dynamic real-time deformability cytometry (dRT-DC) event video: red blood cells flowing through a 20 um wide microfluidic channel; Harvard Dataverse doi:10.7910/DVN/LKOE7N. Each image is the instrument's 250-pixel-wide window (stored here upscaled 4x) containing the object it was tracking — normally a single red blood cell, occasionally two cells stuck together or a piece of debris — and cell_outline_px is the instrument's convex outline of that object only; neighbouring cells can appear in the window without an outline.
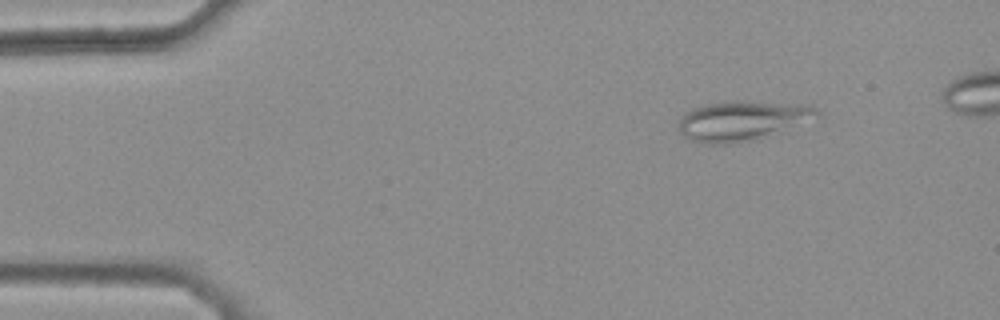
{"species": "common noctule bat (a hibernating species)", "species_latin": "Nyctalus noctula", "temperature_condition": "warm", "stored_images_in_passage": 40, "camera_frame_rate_fps": 3000, "um_per_image_px": 0.085, "animal": {"sex": "female", "body_mass_g": 25.1}, "frame": {"image": 1, "passage_image": 1, "time_ms": 0.0, "image_size_px": [1000, 320], "cell_outline_px": [[820, 116], [772, 136], [756, 140], [728, 144], [708, 144], [692, 140], [684, 136], [680, 132], [676, 124], [684, 112], [692, 108], [704, 104], [724, 100], [744, 100], [812, 104], [820, 112]], "centroid_in_image_um": [63.11, 10.24], "position_along_channel_um": 21.9, "area_um2": 33.23}}
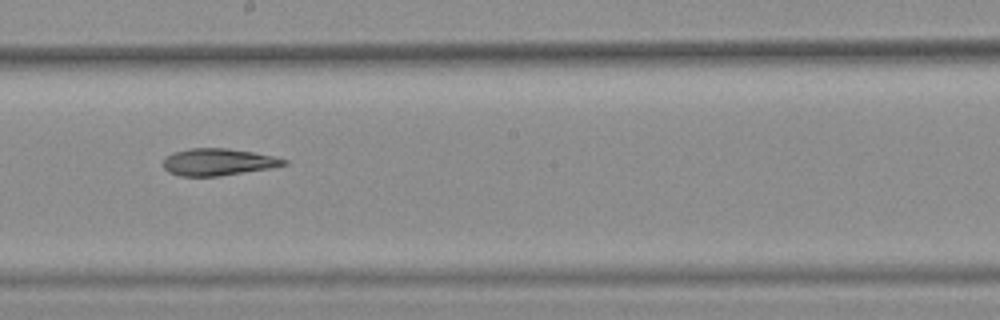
{"frame": {"image": 2, "passage_image": 23, "time_ms": 7.333, "image_size_px": [1000, 320], "cell_outline_px": [[288, 164], [272, 168], [220, 176], [180, 176], [168, 172], [164, 168], [164, 156], [172, 152], [188, 148], [228, 148], [252, 152], [272, 156], [288, 160]], "centroid_in_image_um": [18.52, 13.77], "position_along_channel_um": 229.7, "area_um2": 19.13}}
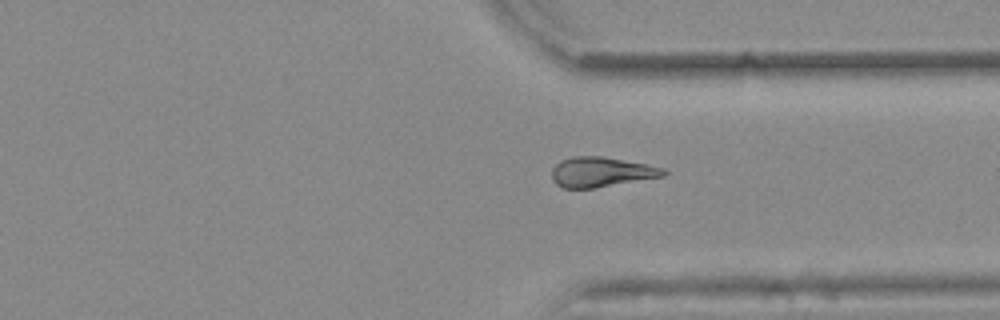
{"frame": {"image": 3, "passage_image": 33, "time_ms": 10.667, "image_size_px": [1000, 320], "cell_outline_px": [[668, 172], [664, 176], [592, 188], [564, 188], [556, 184], [552, 180], [552, 168], [560, 160], [572, 156], [604, 156], [664, 168]], "centroid_in_image_um": [51.07, 14.61], "position_along_channel_um": 360.3, "area_um2": 19.36}, "authors_computed_cell_mechanics": {"area_um2": 19.6809, "velocity_mm_per_s": 3.9121, "shape_relaxation_time_tau1_ms": null, "shape_relaxation_time_tau2_ms": 10.775, "deformation_change_tau1": null, "deformation_change_tau2": 0.245}}